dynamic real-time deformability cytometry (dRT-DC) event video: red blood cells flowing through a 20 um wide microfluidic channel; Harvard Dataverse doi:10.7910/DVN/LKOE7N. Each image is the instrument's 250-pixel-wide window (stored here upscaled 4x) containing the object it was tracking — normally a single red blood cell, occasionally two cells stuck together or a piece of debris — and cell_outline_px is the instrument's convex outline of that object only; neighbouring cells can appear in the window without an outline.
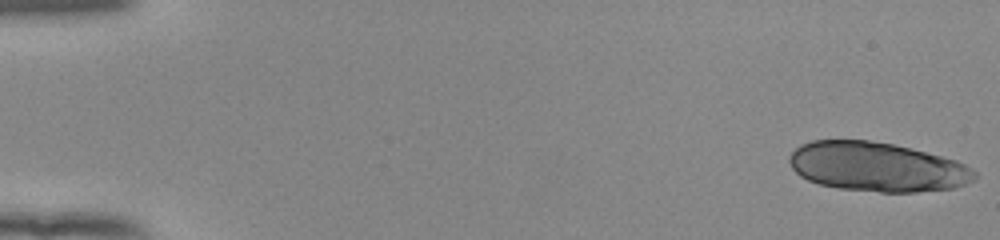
{"species": "human", "species_latin": "Homo sapiens", "temperature_condition": "room temperature", "stored_images_in_passage": 18, "camera_frame_rate_fps": 3000, "um_per_image_px": 0.085, "donor": {"sex": "female"}, "frame": {"image": 1, "passage_image": 1, "time_ms": 0.0, "image_size_px": [1000, 240], "cell_outline_px": [[976, 180], [956, 188], [916, 192], [880, 192], [836, 188], [820, 184], [808, 180], [800, 176], [792, 168], [788, 160], [788, 156], [800, 144], [812, 140], [868, 140], [892, 144], [956, 160], [964, 164], [976, 172]], "centroid_in_image_um": [74.53, 14.19], "position_along_channel_um": 10.5, "area_um2": 53.29}}